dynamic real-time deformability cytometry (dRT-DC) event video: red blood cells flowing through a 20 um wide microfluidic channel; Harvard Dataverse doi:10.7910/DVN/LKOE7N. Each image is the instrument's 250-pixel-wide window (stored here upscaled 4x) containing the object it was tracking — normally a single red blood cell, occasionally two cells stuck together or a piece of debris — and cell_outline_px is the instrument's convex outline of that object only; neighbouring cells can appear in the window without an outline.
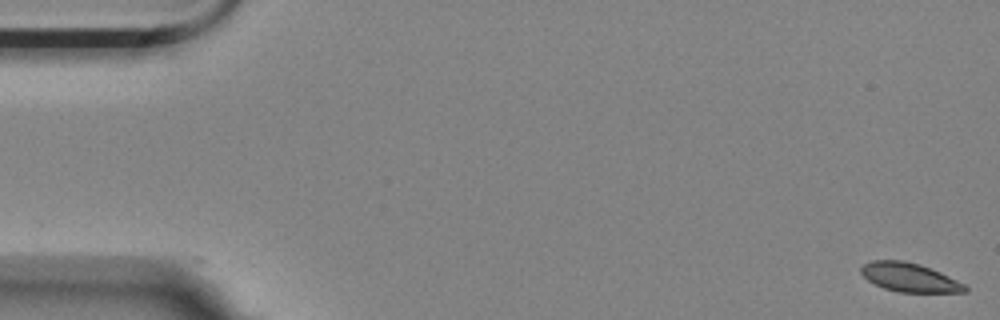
{"species": "Egyptian fruit bat (a non-hibernating species)", "species_latin": "Rousettus aegyptiacus", "temperature_condition": "room temperature", "stored_images_in_passage": 57, "camera_frame_rate_fps": 3000, "um_per_image_px": 0.085, "animal": {"sex": "female"}, "frame": {"image": 1, "passage_image": 1, "time_ms": 0.0, "image_size_px": [1000, 320], "cell_outline_px": [[968, 292], [900, 292], [884, 288], [868, 280], [860, 272], [860, 268], [864, 264], [872, 260], [904, 260], [920, 264], [940, 272], [964, 284], [968, 288]], "centroid_in_image_um": [77.3, 23.57], "position_along_channel_um": 7.7, "area_um2": 17.34}}
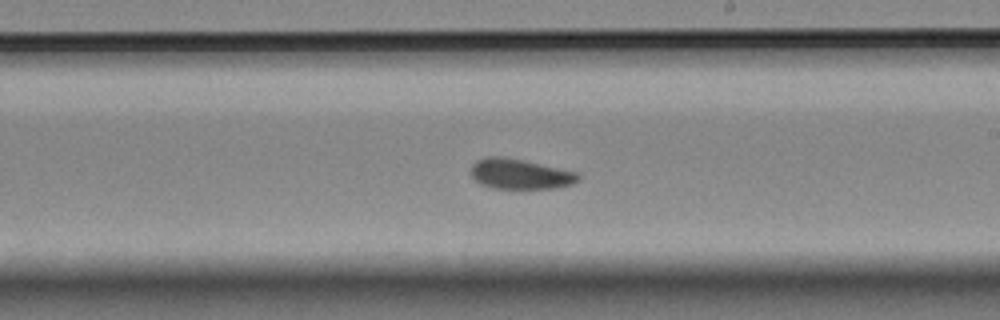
{"frame": {"image": 2, "passage_image": 33, "time_ms": 10.667, "image_size_px": [1000, 320], "cell_outline_px": [[580, 180], [572, 184], [556, 188], [492, 188], [480, 184], [472, 176], [472, 164], [476, 160], [484, 156], [504, 156], [524, 160], [576, 172], [580, 176]], "centroid_in_image_um": [44.19, 14.78], "position_along_channel_um": 244.8, "area_um2": 18.9}}
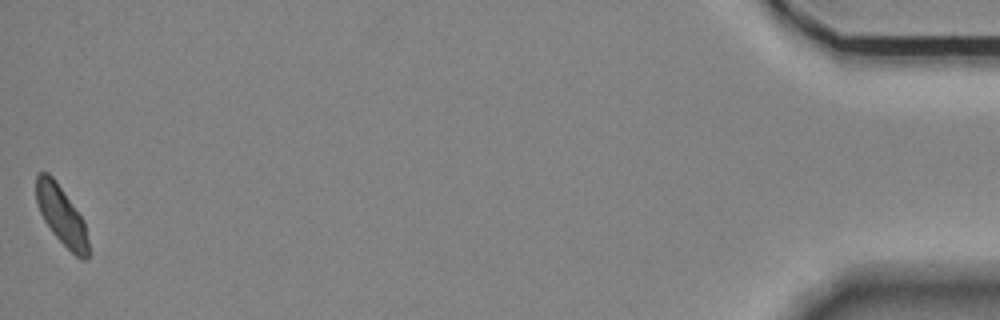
{"frame": {"image": 3, "passage_image": 57, "time_ms": 18.667, "image_size_px": [1000, 320], "cell_outline_px": [[88, 260], [80, 260], [52, 232], [44, 220], [40, 212], [36, 200], [36, 176], [40, 172], [48, 172], [52, 176], [84, 220], [88, 240]], "centroid_in_image_um": [5.23, 18.32], "position_along_channel_um": 430.0, "area_um2": 17.63}, "authors_computed_cell_mechanics": {"area_um2": 18.7272, "velocity_mm_per_s": 3.4932, "shape_relaxation_time_tau1_ms": 3.9473, "shape_relaxation_time_tau2_ms": 1.7198, "deformation_change_tau1": 0.1063, "deformation_change_tau2": 0.0451}}